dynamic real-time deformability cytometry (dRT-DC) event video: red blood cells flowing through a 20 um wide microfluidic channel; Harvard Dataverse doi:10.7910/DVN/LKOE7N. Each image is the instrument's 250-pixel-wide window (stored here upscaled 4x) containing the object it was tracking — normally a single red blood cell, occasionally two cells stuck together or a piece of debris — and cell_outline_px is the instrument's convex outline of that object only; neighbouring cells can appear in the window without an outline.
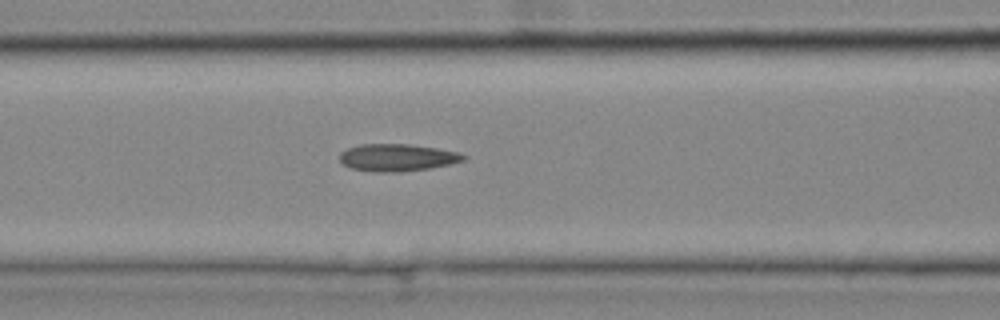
{"species": "common noctule bat (a hibernating species)", "species_latin": "Nyctalus noctula", "temperature_condition": "cold", "stored_images_in_passage": 9, "segment_of_instrument_passage": [2, 2], "camera_frame_rate_fps": 3000, "um_per_image_px": 0.085, "animal": {"sex": "female", "body_mass_g": 25.1}, "frame": {"image": 1, "passage_image": 9, "time_ms": 2.667, "image_size_px": [1000, 320], "cell_outline_px": [[468, 156], [464, 160], [448, 164], [428, 168], [400, 172], [380, 172], [348, 168], [340, 160], [340, 152], [348, 148], [360, 144], [408, 144], [436, 148], [460, 152]], "centroid_in_image_um": [33.76, 13.38], "position_along_channel_um": 132.8, "area_um2": 19.59}}